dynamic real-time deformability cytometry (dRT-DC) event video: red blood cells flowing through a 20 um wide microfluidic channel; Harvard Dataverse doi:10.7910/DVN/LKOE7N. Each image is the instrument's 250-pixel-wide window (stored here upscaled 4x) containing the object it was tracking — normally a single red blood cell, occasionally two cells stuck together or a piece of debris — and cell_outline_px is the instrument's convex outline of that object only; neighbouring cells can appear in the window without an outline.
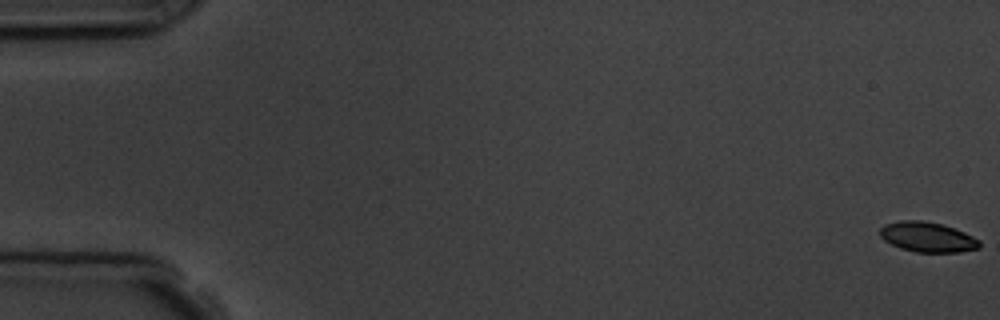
{"species": "common noctule bat (a hibernating species)", "species_latin": "Nyctalus noctula", "temperature_condition": "room temperature", "stored_images_in_passage": 8, "camera_frame_rate_fps": 3000, "um_per_image_px": 0.085, "animal": {"sex": "male", "body_mass_g": 19.5, "forearm_length_mm": 54.6}, "frame": {"image": 1, "passage_image": 1, "time_ms": 0.0, "image_size_px": [1000, 320], "cell_outline_px": [[980, 248], [960, 252], [916, 252], [900, 248], [884, 240], [880, 236], [880, 228], [884, 224], [900, 220], [924, 220], [944, 224], [964, 232], [980, 240]], "centroid_in_image_um": [78.84, 20.14], "position_along_channel_um": 6.2, "area_um2": 17.57}}
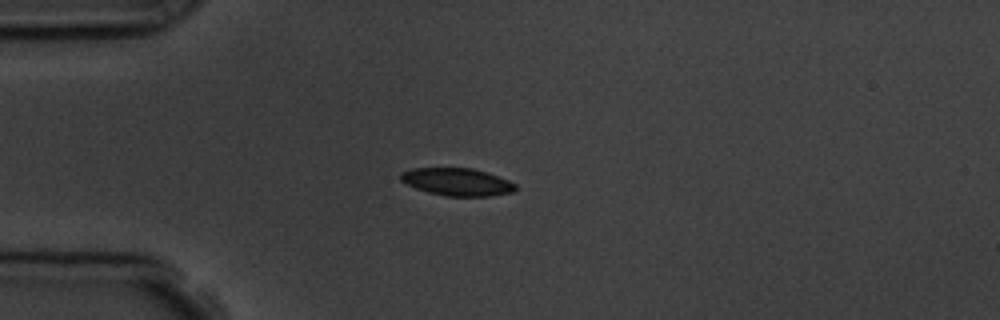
{"frame": {"image": 2, "passage_image": 5, "time_ms": 4.667, "image_size_px": [1000, 320], "cell_outline_px": [[516, 188], [512, 192], [488, 196], [444, 196], [428, 192], [416, 188], [400, 180], [400, 172], [412, 168], [472, 168], [508, 180], [516, 184]], "centroid_in_image_um": [38.82, 15.46], "position_along_channel_um": 46.2, "area_um2": 18.26}}